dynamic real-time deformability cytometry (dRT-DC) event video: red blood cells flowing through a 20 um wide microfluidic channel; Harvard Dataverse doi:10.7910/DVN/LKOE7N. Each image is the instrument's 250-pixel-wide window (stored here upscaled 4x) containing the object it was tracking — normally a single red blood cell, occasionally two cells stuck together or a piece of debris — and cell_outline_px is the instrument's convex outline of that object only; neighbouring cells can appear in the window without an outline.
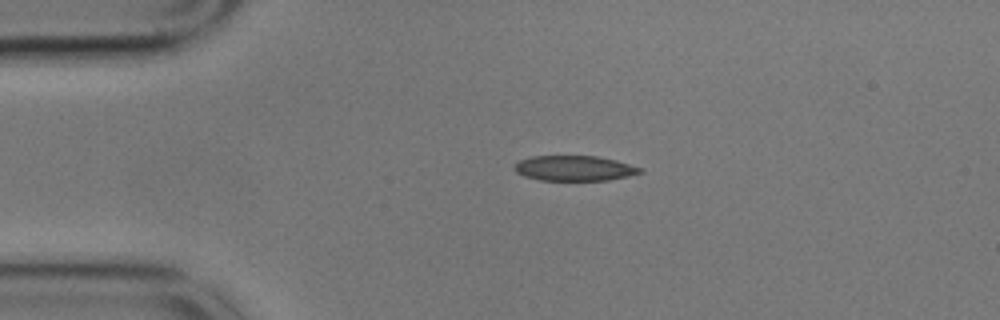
{"species": "common noctule bat (a hibernating species)", "species_latin": "Nyctalus noctula", "temperature_condition": "cold", "stored_images_in_passage": 45, "camera_frame_rate_fps": 3000, "um_per_image_px": 0.085, "animal": {"sex": "male", "body_mass_g": 17.9}, "frame": {"image": 1, "passage_image": 1, "time_ms": 0.0, "image_size_px": [1000, 320], "cell_outline_px": [[644, 172], [628, 176], [608, 180], [540, 180], [524, 176], [516, 172], [512, 168], [512, 164], [520, 160], [532, 156], [596, 156], [616, 160], [644, 168]], "centroid_in_image_um": [48.81, 14.3], "position_along_channel_um": 36.2, "area_um2": 18.61}}
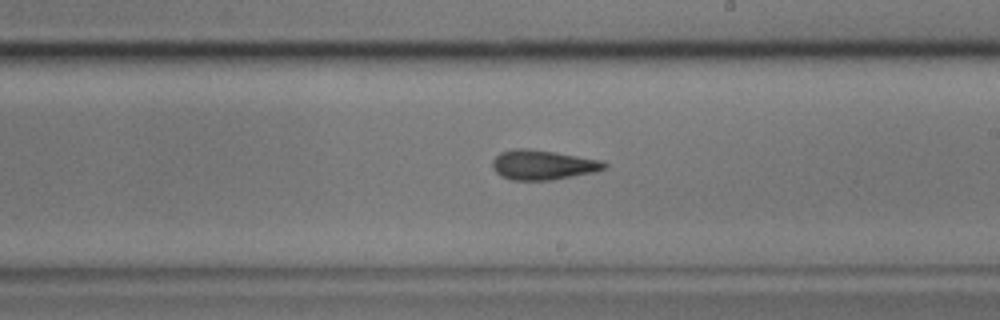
{"frame": {"image": 2, "passage_image": 21, "time_ms": 6.667, "image_size_px": [1000, 320], "cell_outline_px": [[608, 168], [596, 172], [552, 180], [512, 180], [500, 176], [492, 168], [492, 160], [500, 152], [512, 148], [528, 148], [556, 152], [600, 160], [608, 164]], "centroid_in_image_um": [46.14, 14.01], "position_along_channel_um": 242.9, "area_um2": 19.65}}
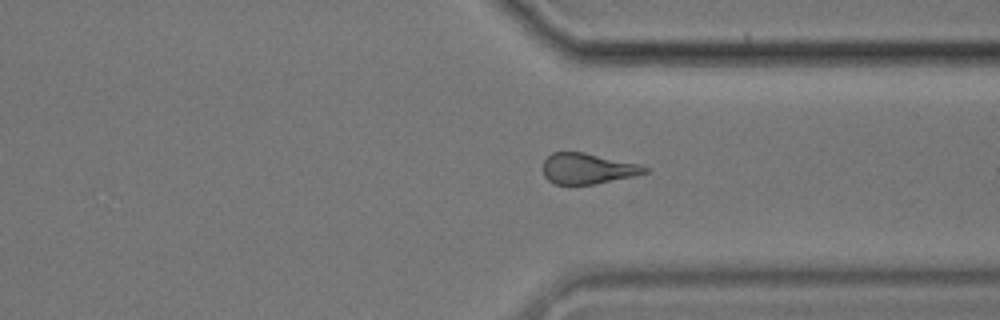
{"frame": {"image": 3, "passage_image": 31, "time_ms": 10.0, "image_size_px": [1000, 320], "cell_outline_px": [[648, 172], [632, 176], [596, 184], [556, 184], [548, 180], [544, 176], [544, 160], [552, 152], [584, 152], [636, 164], [648, 168]], "centroid_in_image_um": [49.91, 14.33], "position_along_channel_um": 361.5, "area_um2": 17.86}, "authors_computed_cell_mechanics": {"area_um2": 19.5942, "velocity_mm_per_s": 3.5699, "shape_relaxation_time_tau1_ms": 7.4477, "shape_relaxation_time_tau2_ms": 4.4937, "deformation_change_tau1": 0.1357, "deformation_change_tau2": 0.1282}}